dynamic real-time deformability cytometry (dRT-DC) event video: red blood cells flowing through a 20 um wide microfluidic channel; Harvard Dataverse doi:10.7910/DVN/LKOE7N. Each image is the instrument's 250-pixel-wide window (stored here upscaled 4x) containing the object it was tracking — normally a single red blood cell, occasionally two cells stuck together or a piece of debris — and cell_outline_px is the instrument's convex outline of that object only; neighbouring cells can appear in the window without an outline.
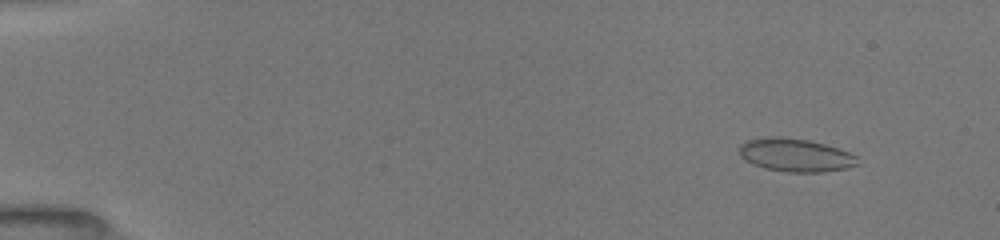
{"species": "common noctule bat (a hibernating species)", "species_latin": "Nyctalus noctula", "temperature_condition": "room temperature", "stored_images_in_passage": 53, "camera_frame_rate_fps": 3000, "um_per_image_px": 0.085, "animal": {"sex": "female", "body_mass_g": 19.5, "forearm_length_mm": 54.1}, "frame": {"image": 1, "passage_image": 6, "time_ms": 1.667, "image_size_px": [1000, 240], "cell_outline_px": [[860, 164], [848, 168], [824, 172], [788, 172], [764, 168], [752, 164], [744, 160], [740, 156], [740, 144], [748, 140], [768, 136], [780, 136], [808, 140], [824, 144], [848, 152], [856, 156]], "centroid_in_image_um": [67.6, 13.19], "position_along_channel_um": 17.4, "area_um2": 22.95}}
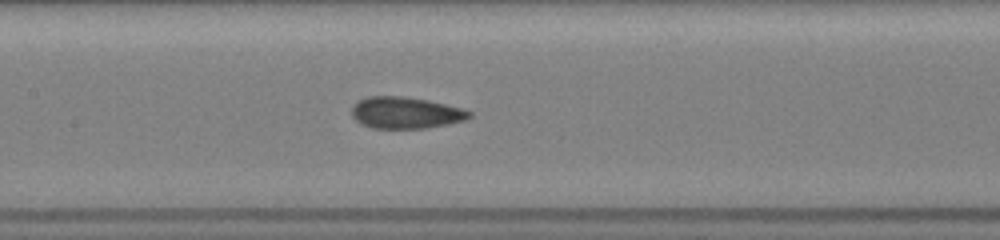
{"frame": {"image": 2, "passage_image": 27, "time_ms": 8.667, "image_size_px": [1000, 240], "cell_outline_px": [[472, 116], [464, 120], [448, 124], [428, 128], [372, 128], [360, 124], [352, 116], [352, 108], [360, 100], [368, 96], [404, 96], [428, 100], [460, 108], [472, 112]], "centroid_in_image_um": [34.47, 9.59], "position_along_channel_um": 172.9, "area_um2": 21.56}}
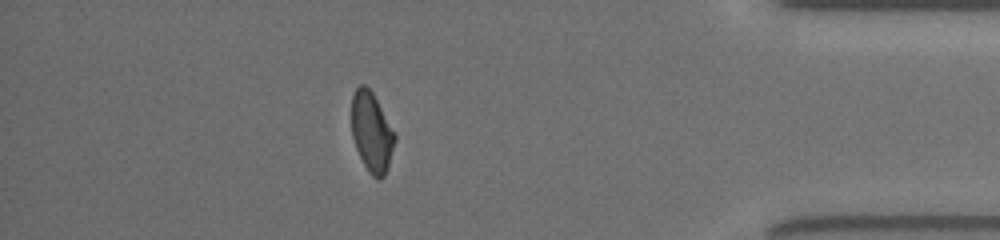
{"frame": {"image": 3, "passage_image": 47, "time_ms": 15.333, "image_size_px": [1000, 240], "cell_outline_px": [[396, 140], [384, 176], [380, 180], [376, 180], [368, 172], [356, 148], [352, 136], [352, 96], [356, 88], [360, 84], [364, 84], [372, 92], [396, 132]], "centroid_in_image_um": [31.6, 11.23], "position_along_channel_um": 403.6, "area_um2": 20.11}, "authors_computed_cell_mechanics": {"area_um2": 21.675, "velocity_mm_per_s": 3.984, "shape_relaxation_time_tau1_ms": 5.5116, "shape_relaxation_time_tau2_ms": 1.1638, "deformation_change_tau1": 0.1487, "deformation_change_tau2": 0.0632}}